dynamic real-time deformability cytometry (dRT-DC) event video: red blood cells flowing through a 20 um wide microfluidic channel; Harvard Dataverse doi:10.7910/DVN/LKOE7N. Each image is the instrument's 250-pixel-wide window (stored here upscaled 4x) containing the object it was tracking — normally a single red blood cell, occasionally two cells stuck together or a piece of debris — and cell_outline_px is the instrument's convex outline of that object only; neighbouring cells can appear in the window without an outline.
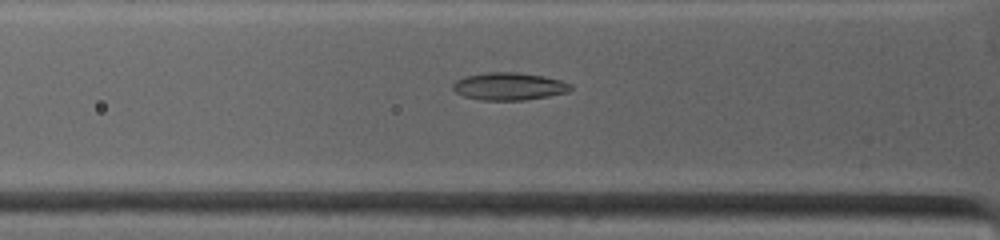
{"species": "common noctule bat (a hibernating species)", "species_latin": "Nyctalus noctula", "temperature_condition": "warm", "stored_images_in_passage": 39, "camera_frame_rate_fps": 4500, "um_per_image_px": 0.085, "animal": {"sex": "female", "body_mass_g": 19.0, "forearm_length_mm": 53.3}, "frame": {"image": 1, "passage_image": 9, "time_ms": 2.889, "image_size_px": [1000, 240], "cell_outline_px": [[572, 88], [568, 92], [548, 96], [524, 100], [480, 100], [464, 96], [456, 92], [452, 88], [452, 84], [456, 80], [464, 76], [488, 72], [516, 72], [544, 76], [560, 80], [572, 84]], "centroid_in_image_um": [43.26, 7.33], "position_along_channel_um": 82.5, "area_um2": 18.96}}
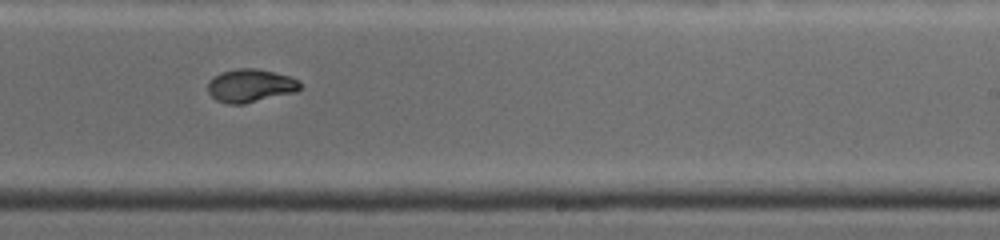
{"frame": {"image": 2, "passage_image": 22, "time_ms": 7.556, "image_size_px": [1000, 240], "cell_outline_px": [[300, 88], [296, 92], [244, 104], [228, 104], [216, 100], [208, 92], [208, 80], [212, 76], [224, 72], [240, 68], [256, 68], [288, 76], [300, 80]], "centroid_in_image_um": [21.27, 7.29], "position_along_channel_um": 267.7, "area_um2": 17.8}}
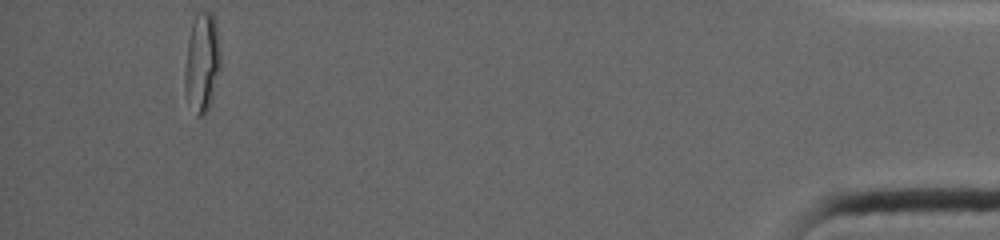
{"frame": {"image": 3, "passage_image": 39, "time_ms": 14.0, "image_size_px": [1000, 240], "cell_outline_px": [[220, 68], [208, 108], [204, 116], [196, 116], [184, 88], [184, 72], [188, 40], [192, 24], [196, 12], [212, 12], [216, 20], [220, 56]], "centroid_in_image_um": [17.17, 5.27], "position_along_channel_um": 418.0, "area_um2": 20.4}}